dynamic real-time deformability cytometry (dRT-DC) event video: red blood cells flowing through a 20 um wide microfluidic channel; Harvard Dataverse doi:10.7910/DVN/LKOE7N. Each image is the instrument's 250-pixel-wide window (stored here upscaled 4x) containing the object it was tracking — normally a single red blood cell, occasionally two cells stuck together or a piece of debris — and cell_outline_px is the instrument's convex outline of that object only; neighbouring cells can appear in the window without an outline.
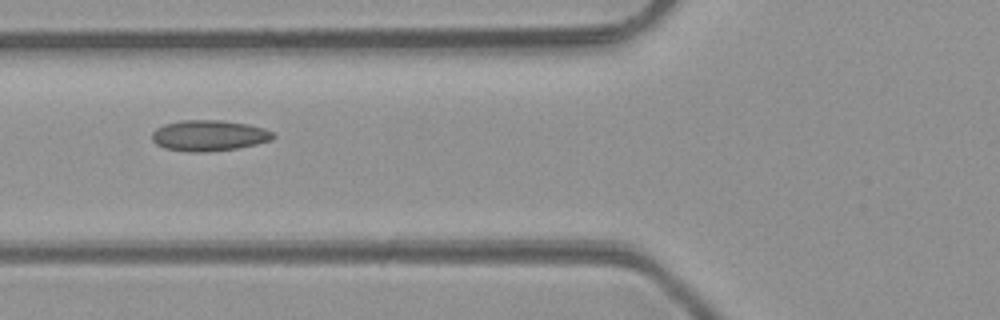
{"species": "common noctule bat (a hibernating species)", "species_latin": "Nyctalus noctula", "temperature_condition": "room temperature", "stored_images_in_passage": 6, "camera_frame_rate_fps": 3000, "um_per_image_px": 0.085, "animal": {"sex": "male", "body_mass_g": 23.1, "forearm_length_mm": 52.7}, "frame": {"image": 1, "passage_image": 6, "time_ms": 5.667, "image_size_px": [1000, 320], "cell_outline_px": [[276, 136], [272, 140], [256, 144], [236, 148], [208, 152], [188, 152], [164, 148], [156, 144], [152, 140], [152, 132], [156, 128], [164, 124], [180, 120], [224, 120], [248, 124], [264, 128], [272, 132]], "centroid_in_image_um": [17.75, 11.52], "position_along_channel_um": 108.0, "area_um2": 21.96}}